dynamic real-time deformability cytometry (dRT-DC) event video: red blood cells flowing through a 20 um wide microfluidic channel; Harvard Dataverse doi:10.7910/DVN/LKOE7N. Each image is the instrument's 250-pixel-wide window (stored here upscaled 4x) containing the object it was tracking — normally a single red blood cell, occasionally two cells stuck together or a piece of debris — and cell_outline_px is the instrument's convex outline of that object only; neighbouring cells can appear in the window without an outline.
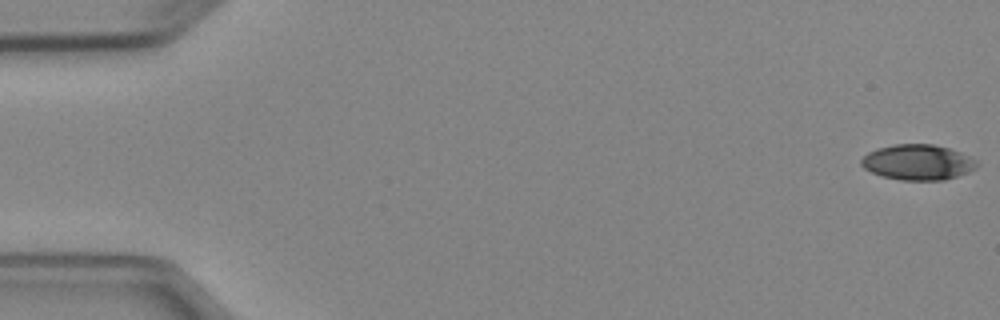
{"species": "Egyptian fruit bat (a non-hibernating species)", "species_latin": "Rousettus aegyptiacus", "temperature_condition": "cold", "stored_images_in_passage": 4, "camera_frame_rate_fps": 3000, "um_per_image_px": 0.085, "animal": {"sex": "female"}, "frame": {"image": 1, "passage_image": 1, "time_ms": 0.0, "image_size_px": [1000, 320], "cell_outline_px": [[980, 164], [976, 168], [968, 172], [944, 180], [900, 180], [880, 176], [864, 168], [860, 164], [860, 160], [868, 152], [876, 148], [892, 144], [932, 144], [948, 148], [960, 152], [976, 160]], "centroid_in_image_um": [77.99, 13.79], "position_along_channel_um": 7.0, "area_um2": 23.99}}